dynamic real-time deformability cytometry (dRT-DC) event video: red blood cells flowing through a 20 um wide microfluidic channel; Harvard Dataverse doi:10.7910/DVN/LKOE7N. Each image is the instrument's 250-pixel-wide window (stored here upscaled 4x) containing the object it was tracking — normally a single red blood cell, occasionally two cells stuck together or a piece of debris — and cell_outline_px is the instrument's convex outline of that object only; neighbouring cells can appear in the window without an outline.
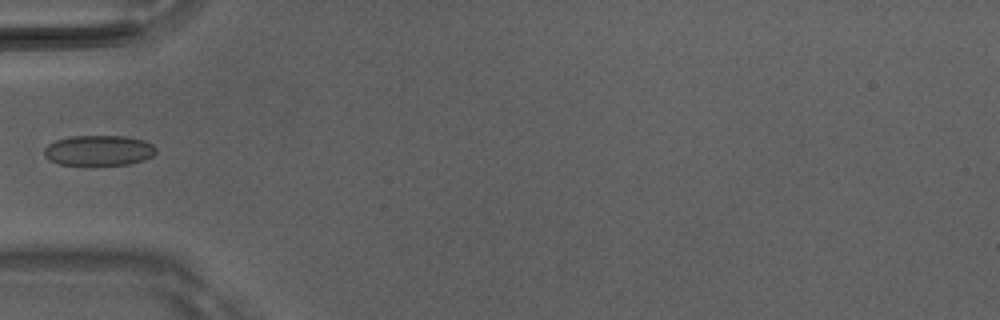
{"species": "Egyptian fruit bat (a non-hibernating species)", "species_latin": "Rousettus aegyptiacus", "temperature_condition": "room temperature", "stored_images_in_passage": 4, "camera_frame_rate_fps": 3000, "um_per_image_px": 0.085, "animal": {"sex": "male"}, "frame": {"image": 1, "passage_image": 3, "time_ms": 0.667, "image_size_px": [1000, 320], "cell_outline_px": [[156, 152], [152, 156], [144, 160], [128, 164], [60, 164], [48, 160], [44, 156], [44, 148], [48, 144], [56, 140], [72, 136], [124, 136], [144, 140], [152, 144], [156, 148]], "centroid_in_image_um": [8.39, 12.78], "position_along_channel_um": 76.6, "area_um2": 19.65}}